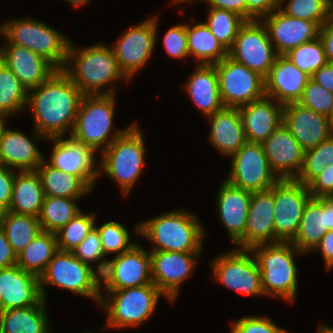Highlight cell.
I'll list each match as a JSON object with an SVG mask.
<instances>
[{
	"instance_id": "27",
	"label": "cell",
	"mask_w": 333,
	"mask_h": 333,
	"mask_svg": "<svg viewBox=\"0 0 333 333\" xmlns=\"http://www.w3.org/2000/svg\"><path fill=\"white\" fill-rule=\"evenodd\" d=\"M333 230V205L325 197L306 204L295 237L290 241L302 254L312 252L322 237Z\"/></svg>"
},
{
	"instance_id": "39",
	"label": "cell",
	"mask_w": 333,
	"mask_h": 333,
	"mask_svg": "<svg viewBox=\"0 0 333 333\" xmlns=\"http://www.w3.org/2000/svg\"><path fill=\"white\" fill-rule=\"evenodd\" d=\"M80 198H62L45 196L38 220L41 229L48 232H57L74 218L81 209L75 203Z\"/></svg>"
},
{
	"instance_id": "20",
	"label": "cell",
	"mask_w": 333,
	"mask_h": 333,
	"mask_svg": "<svg viewBox=\"0 0 333 333\" xmlns=\"http://www.w3.org/2000/svg\"><path fill=\"white\" fill-rule=\"evenodd\" d=\"M270 41L278 55L319 37L320 26L316 22L287 16L279 7L262 19Z\"/></svg>"
},
{
	"instance_id": "21",
	"label": "cell",
	"mask_w": 333,
	"mask_h": 333,
	"mask_svg": "<svg viewBox=\"0 0 333 333\" xmlns=\"http://www.w3.org/2000/svg\"><path fill=\"white\" fill-rule=\"evenodd\" d=\"M5 122L1 119V165L18 172L36 171L45 157L34 142L39 139L46 140V138L35 131L34 139L36 140L31 139L20 130L7 129Z\"/></svg>"
},
{
	"instance_id": "12",
	"label": "cell",
	"mask_w": 333,
	"mask_h": 333,
	"mask_svg": "<svg viewBox=\"0 0 333 333\" xmlns=\"http://www.w3.org/2000/svg\"><path fill=\"white\" fill-rule=\"evenodd\" d=\"M262 20L246 21L239 29L228 56L264 78L268 75L278 53L273 47Z\"/></svg>"
},
{
	"instance_id": "18",
	"label": "cell",
	"mask_w": 333,
	"mask_h": 333,
	"mask_svg": "<svg viewBox=\"0 0 333 333\" xmlns=\"http://www.w3.org/2000/svg\"><path fill=\"white\" fill-rule=\"evenodd\" d=\"M46 140L54 142L50 160L46 162L64 173L78 176L93 191L95 181L100 176L99 168L95 166L96 151L71 136L68 139L54 137Z\"/></svg>"
},
{
	"instance_id": "26",
	"label": "cell",
	"mask_w": 333,
	"mask_h": 333,
	"mask_svg": "<svg viewBox=\"0 0 333 333\" xmlns=\"http://www.w3.org/2000/svg\"><path fill=\"white\" fill-rule=\"evenodd\" d=\"M310 76L296 67L285 55H278L265 81V96L283 106L298 103Z\"/></svg>"
},
{
	"instance_id": "38",
	"label": "cell",
	"mask_w": 333,
	"mask_h": 333,
	"mask_svg": "<svg viewBox=\"0 0 333 333\" xmlns=\"http://www.w3.org/2000/svg\"><path fill=\"white\" fill-rule=\"evenodd\" d=\"M28 90L0 60V119L18 114L27 107Z\"/></svg>"
},
{
	"instance_id": "7",
	"label": "cell",
	"mask_w": 333,
	"mask_h": 333,
	"mask_svg": "<svg viewBox=\"0 0 333 333\" xmlns=\"http://www.w3.org/2000/svg\"><path fill=\"white\" fill-rule=\"evenodd\" d=\"M102 292L99 304L107 313L105 326L113 329L143 324L156 311L160 297H165L155 284L106 290L105 296Z\"/></svg>"
},
{
	"instance_id": "13",
	"label": "cell",
	"mask_w": 333,
	"mask_h": 333,
	"mask_svg": "<svg viewBox=\"0 0 333 333\" xmlns=\"http://www.w3.org/2000/svg\"><path fill=\"white\" fill-rule=\"evenodd\" d=\"M274 193V228L276 243L290 242L296 235L303 211L312 198L308 187L295 179L278 180Z\"/></svg>"
},
{
	"instance_id": "37",
	"label": "cell",
	"mask_w": 333,
	"mask_h": 333,
	"mask_svg": "<svg viewBox=\"0 0 333 333\" xmlns=\"http://www.w3.org/2000/svg\"><path fill=\"white\" fill-rule=\"evenodd\" d=\"M0 226L16 255L42 231L38 218L9 211L0 213Z\"/></svg>"
},
{
	"instance_id": "48",
	"label": "cell",
	"mask_w": 333,
	"mask_h": 333,
	"mask_svg": "<svg viewBox=\"0 0 333 333\" xmlns=\"http://www.w3.org/2000/svg\"><path fill=\"white\" fill-rule=\"evenodd\" d=\"M231 333H289L269 317L245 316L232 322Z\"/></svg>"
},
{
	"instance_id": "43",
	"label": "cell",
	"mask_w": 333,
	"mask_h": 333,
	"mask_svg": "<svg viewBox=\"0 0 333 333\" xmlns=\"http://www.w3.org/2000/svg\"><path fill=\"white\" fill-rule=\"evenodd\" d=\"M327 165H333V134L305 151L302 168L295 180L307 186Z\"/></svg>"
},
{
	"instance_id": "23",
	"label": "cell",
	"mask_w": 333,
	"mask_h": 333,
	"mask_svg": "<svg viewBox=\"0 0 333 333\" xmlns=\"http://www.w3.org/2000/svg\"><path fill=\"white\" fill-rule=\"evenodd\" d=\"M42 299L39 276L18 265L0 268V311L31 307Z\"/></svg>"
},
{
	"instance_id": "24",
	"label": "cell",
	"mask_w": 333,
	"mask_h": 333,
	"mask_svg": "<svg viewBox=\"0 0 333 333\" xmlns=\"http://www.w3.org/2000/svg\"><path fill=\"white\" fill-rule=\"evenodd\" d=\"M283 123L305 151L315 148L333 134L326 116L300 103L284 105Z\"/></svg>"
},
{
	"instance_id": "32",
	"label": "cell",
	"mask_w": 333,
	"mask_h": 333,
	"mask_svg": "<svg viewBox=\"0 0 333 333\" xmlns=\"http://www.w3.org/2000/svg\"><path fill=\"white\" fill-rule=\"evenodd\" d=\"M45 198L37 171L16 172L9 212L38 218Z\"/></svg>"
},
{
	"instance_id": "29",
	"label": "cell",
	"mask_w": 333,
	"mask_h": 333,
	"mask_svg": "<svg viewBox=\"0 0 333 333\" xmlns=\"http://www.w3.org/2000/svg\"><path fill=\"white\" fill-rule=\"evenodd\" d=\"M216 198L220 221L235 245L244 236L251 192L235 187L224 179Z\"/></svg>"
},
{
	"instance_id": "47",
	"label": "cell",
	"mask_w": 333,
	"mask_h": 333,
	"mask_svg": "<svg viewBox=\"0 0 333 333\" xmlns=\"http://www.w3.org/2000/svg\"><path fill=\"white\" fill-rule=\"evenodd\" d=\"M298 103L327 117L333 105V93L310 78Z\"/></svg>"
},
{
	"instance_id": "28",
	"label": "cell",
	"mask_w": 333,
	"mask_h": 333,
	"mask_svg": "<svg viewBox=\"0 0 333 333\" xmlns=\"http://www.w3.org/2000/svg\"><path fill=\"white\" fill-rule=\"evenodd\" d=\"M284 106L264 96L239 107L248 142L262 143L283 123Z\"/></svg>"
},
{
	"instance_id": "61",
	"label": "cell",
	"mask_w": 333,
	"mask_h": 333,
	"mask_svg": "<svg viewBox=\"0 0 333 333\" xmlns=\"http://www.w3.org/2000/svg\"><path fill=\"white\" fill-rule=\"evenodd\" d=\"M333 205V191L325 197Z\"/></svg>"
},
{
	"instance_id": "16",
	"label": "cell",
	"mask_w": 333,
	"mask_h": 333,
	"mask_svg": "<svg viewBox=\"0 0 333 333\" xmlns=\"http://www.w3.org/2000/svg\"><path fill=\"white\" fill-rule=\"evenodd\" d=\"M100 276L101 286L104 285L106 290H121L154 284L151 278L149 250L147 251L136 243L130 250L108 260L106 268Z\"/></svg>"
},
{
	"instance_id": "31",
	"label": "cell",
	"mask_w": 333,
	"mask_h": 333,
	"mask_svg": "<svg viewBox=\"0 0 333 333\" xmlns=\"http://www.w3.org/2000/svg\"><path fill=\"white\" fill-rule=\"evenodd\" d=\"M183 88L204 117L224 108L215 65L197 64Z\"/></svg>"
},
{
	"instance_id": "50",
	"label": "cell",
	"mask_w": 333,
	"mask_h": 333,
	"mask_svg": "<svg viewBox=\"0 0 333 333\" xmlns=\"http://www.w3.org/2000/svg\"><path fill=\"white\" fill-rule=\"evenodd\" d=\"M312 198L326 197L333 191V165H327L308 185Z\"/></svg>"
},
{
	"instance_id": "55",
	"label": "cell",
	"mask_w": 333,
	"mask_h": 333,
	"mask_svg": "<svg viewBox=\"0 0 333 333\" xmlns=\"http://www.w3.org/2000/svg\"><path fill=\"white\" fill-rule=\"evenodd\" d=\"M209 7L229 10L246 20V0H205Z\"/></svg>"
},
{
	"instance_id": "36",
	"label": "cell",
	"mask_w": 333,
	"mask_h": 333,
	"mask_svg": "<svg viewBox=\"0 0 333 333\" xmlns=\"http://www.w3.org/2000/svg\"><path fill=\"white\" fill-rule=\"evenodd\" d=\"M57 251L55 233L42 230L17 255V265L25 271L40 276Z\"/></svg>"
},
{
	"instance_id": "22",
	"label": "cell",
	"mask_w": 333,
	"mask_h": 333,
	"mask_svg": "<svg viewBox=\"0 0 333 333\" xmlns=\"http://www.w3.org/2000/svg\"><path fill=\"white\" fill-rule=\"evenodd\" d=\"M273 217L274 193L270 189L251 192L244 236L234 246L250 249L258 244L276 243Z\"/></svg>"
},
{
	"instance_id": "49",
	"label": "cell",
	"mask_w": 333,
	"mask_h": 333,
	"mask_svg": "<svg viewBox=\"0 0 333 333\" xmlns=\"http://www.w3.org/2000/svg\"><path fill=\"white\" fill-rule=\"evenodd\" d=\"M166 53L176 59L189 57L187 46L186 24L174 25L168 29L163 37Z\"/></svg>"
},
{
	"instance_id": "53",
	"label": "cell",
	"mask_w": 333,
	"mask_h": 333,
	"mask_svg": "<svg viewBox=\"0 0 333 333\" xmlns=\"http://www.w3.org/2000/svg\"><path fill=\"white\" fill-rule=\"evenodd\" d=\"M17 265V255L14 253L3 228L0 226V268Z\"/></svg>"
},
{
	"instance_id": "45",
	"label": "cell",
	"mask_w": 333,
	"mask_h": 333,
	"mask_svg": "<svg viewBox=\"0 0 333 333\" xmlns=\"http://www.w3.org/2000/svg\"><path fill=\"white\" fill-rule=\"evenodd\" d=\"M100 234L102 247L106 257L108 254L120 255L130 250L137 242L130 240L127 228L118 222L109 221L101 226H95Z\"/></svg>"
},
{
	"instance_id": "51",
	"label": "cell",
	"mask_w": 333,
	"mask_h": 333,
	"mask_svg": "<svg viewBox=\"0 0 333 333\" xmlns=\"http://www.w3.org/2000/svg\"><path fill=\"white\" fill-rule=\"evenodd\" d=\"M16 172L4 165H0V213L8 211L10 206Z\"/></svg>"
},
{
	"instance_id": "17",
	"label": "cell",
	"mask_w": 333,
	"mask_h": 333,
	"mask_svg": "<svg viewBox=\"0 0 333 333\" xmlns=\"http://www.w3.org/2000/svg\"><path fill=\"white\" fill-rule=\"evenodd\" d=\"M152 282L173 302L184 280L192 275L201 252L150 250Z\"/></svg>"
},
{
	"instance_id": "54",
	"label": "cell",
	"mask_w": 333,
	"mask_h": 333,
	"mask_svg": "<svg viewBox=\"0 0 333 333\" xmlns=\"http://www.w3.org/2000/svg\"><path fill=\"white\" fill-rule=\"evenodd\" d=\"M320 250L325 262L326 271L333 267V230H329L313 250Z\"/></svg>"
},
{
	"instance_id": "14",
	"label": "cell",
	"mask_w": 333,
	"mask_h": 333,
	"mask_svg": "<svg viewBox=\"0 0 333 333\" xmlns=\"http://www.w3.org/2000/svg\"><path fill=\"white\" fill-rule=\"evenodd\" d=\"M230 157L231 170L225 180L235 187L250 192L265 191L279 180L269 166L261 143L247 141Z\"/></svg>"
},
{
	"instance_id": "6",
	"label": "cell",
	"mask_w": 333,
	"mask_h": 333,
	"mask_svg": "<svg viewBox=\"0 0 333 333\" xmlns=\"http://www.w3.org/2000/svg\"><path fill=\"white\" fill-rule=\"evenodd\" d=\"M115 99V94L84 95L70 136L96 152L104 151L130 127L113 133Z\"/></svg>"
},
{
	"instance_id": "4",
	"label": "cell",
	"mask_w": 333,
	"mask_h": 333,
	"mask_svg": "<svg viewBox=\"0 0 333 333\" xmlns=\"http://www.w3.org/2000/svg\"><path fill=\"white\" fill-rule=\"evenodd\" d=\"M250 250L260 269L264 294L293 303L298 293V267L294 252H302L291 242L258 244Z\"/></svg>"
},
{
	"instance_id": "56",
	"label": "cell",
	"mask_w": 333,
	"mask_h": 333,
	"mask_svg": "<svg viewBox=\"0 0 333 333\" xmlns=\"http://www.w3.org/2000/svg\"><path fill=\"white\" fill-rule=\"evenodd\" d=\"M319 37L323 42L328 63H333V15L320 27Z\"/></svg>"
},
{
	"instance_id": "11",
	"label": "cell",
	"mask_w": 333,
	"mask_h": 333,
	"mask_svg": "<svg viewBox=\"0 0 333 333\" xmlns=\"http://www.w3.org/2000/svg\"><path fill=\"white\" fill-rule=\"evenodd\" d=\"M214 65L224 107L239 108L265 96L264 77L259 73L228 55Z\"/></svg>"
},
{
	"instance_id": "58",
	"label": "cell",
	"mask_w": 333,
	"mask_h": 333,
	"mask_svg": "<svg viewBox=\"0 0 333 333\" xmlns=\"http://www.w3.org/2000/svg\"><path fill=\"white\" fill-rule=\"evenodd\" d=\"M317 331L318 333H333V328L327 326L326 324H321Z\"/></svg>"
},
{
	"instance_id": "42",
	"label": "cell",
	"mask_w": 333,
	"mask_h": 333,
	"mask_svg": "<svg viewBox=\"0 0 333 333\" xmlns=\"http://www.w3.org/2000/svg\"><path fill=\"white\" fill-rule=\"evenodd\" d=\"M96 214L79 212L65 226L55 232L58 250L72 252L96 226Z\"/></svg>"
},
{
	"instance_id": "35",
	"label": "cell",
	"mask_w": 333,
	"mask_h": 333,
	"mask_svg": "<svg viewBox=\"0 0 333 333\" xmlns=\"http://www.w3.org/2000/svg\"><path fill=\"white\" fill-rule=\"evenodd\" d=\"M189 56H195L198 64L214 65L228 55L205 22L186 25Z\"/></svg>"
},
{
	"instance_id": "9",
	"label": "cell",
	"mask_w": 333,
	"mask_h": 333,
	"mask_svg": "<svg viewBox=\"0 0 333 333\" xmlns=\"http://www.w3.org/2000/svg\"><path fill=\"white\" fill-rule=\"evenodd\" d=\"M40 291L46 301L45 285H53L100 303L101 276L92 265L81 262L71 252L58 250L39 276Z\"/></svg>"
},
{
	"instance_id": "62",
	"label": "cell",
	"mask_w": 333,
	"mask_h": 333,
	"mask_svg": "<svg viewBox=\"0 0 333 333\" xmlns=\"http://www.w3.org/2000/svg\"><path fill=\"white\" fill-rule=\"evenodd\" d=\"M192 1H199V0H173V2L172 3H179V2H192ZM203 2L205 1V0H202Z\"/></svg>"
},
{
	"instance_id": "59",
	"label": "cell",
	"mask_w": 333,
	"mask_h": 333,
	"mask_svg": "<svg viewBox=\"0 0 333 333\" xmlns=\"http://www.w3.org/2000/svg\"><path fill=\"white\" fill-rule=\"evenodd\" d=\"M66 1L70 4H73L76 7H78L80 5L87 4L88 2H90V0H65V2Z\"/></svg>"
},
{
	"instance_id": "63",
	"label": "cell",
	"mask_w": 333,
	"mask_h": 333,
	"mask_svg": "<svg viewBox=\"0 0 333 333\" xmlns=\"http://www.w3.org/2000/svg\"><path fill=\"white\" fill-rule=\"evenodd\" d=\"M0 135H1V119H0ZM0 165H1V161H0Z\"/></svg>"
},
{
	"instance_id": "33",
	"label": "cell",
	"mask_w": 333,
	"mask_h": 333,
	"mask_svg": "<svg viewBox=\"0 0 333 333\" xmlns=\"http://www.w3.org/2000/svg\"><path fill=\"white\" fill-rule=\"evenodd\" d=\"M46 301L25 308L0 311V333H52Z\"/></svg>"
},
{
	"instance_id": "3",
	"label": "cell",
	"mask_w": 333,
	"mask_h": 333,
	"mask_svg": "<svg viewBox=\"0 0 333 333\" xmlns=\"http://www.w3.org/2000/svg\"><path fill=\"white\" fill-rule=\"evenodd\" d=\"M202 226L195 214L177 209L137 224L134 231L151 241L155 251L201 252Z\"/></svg>"
},
{
	"instance_id": "15",
	"label": "cell",
	"mask_w": 333,
	"mask_h": 333,
	"mask_svg": "<svg viewBox=\"0 0 333 333\" xmlns=\"http://www.w3.org/2000/svg\"><path fill=\"white\" fill-rule=\"evenodd\" d=\"M157 16L149 18L138 25H131L114 42L112 49L120 70L128 79L142 69L151 58L157 42Z\"/></svg>"
},
{
	"instance_id": "44",
	"label": "cell",
	"mask_w": 333,
	"mask_h": 333,
	"mask_svg": "<svg viewBox=\"0 0 333 333\" xmlns=\"http://www.w3.org/2000/svg\"><path fill=\"white\" fill-rule=\"evenodd\" d=\"M285 56L310 77L320 67L328 63L325 48L320 37L291 49Z\"/></svg>"
},
{
	"instance_id": "5",
	"label": "cell",
	"mask_w": 333,
	"mask_h": 333,
	"mask_svg": "<svg viewBox=\"0 0 333 333\" xmlns=\"http://www.w3.org/2000/svg\"><path fill=\"white\" fill-rule=\"evenodd\" d=\"M144 140L141 129L134 122L102 152L99 175L105 173L114 179L125 196L143 170L146 151Z\"/></svg>"
},
{
	"instance_id": "1",
	"label": "cell",
	"mask_w": 333,
	"mask_h": 333,
	"mask_svg": "<svg viewBox=\"0 0 333 333\" xmlns=\"http://www.w3.org/2000/svg\"><path fill=\"white\" fill-rule=\"evenodd\" d=\"M84 94L62 70L57 69L46 81L28 91L27 107L31 108L34 131L47 138L72 133Z\"/></svg>"
},
{
	"instance_id": "41",
	"label": "cell",
	"mask_w": 333,
	"mask_h": 333,
	"mask_svg": "<svg viewBox=\"0 0 333 333\" xmlns=\"http://www.w3.org/2000/svg\"><path fill=\"white\" fill-rule=\"evenodd\" d=\"M285 0H279V9L287 16L310 20L322 27L333 15L332 0H288L285 8Z\"/></svg>"
},
{
	"instance_id": "60",
	"label": "cell",
	"mask_w": 333,
	"mask_h": 333,
	"mask_svg": "<svg viewBox=\"0 0 333 333\" xmlns=\"http://www.w3.org/2000/svg\"><path fill=\"white\" fill-rule=\"evenodd\" d=\"M327 119L329 121V124H330L331 128L333 129V105L330 109V112L327 115Z\"/></svg>"
},
{
	"instance_id": "57",
	"label": "cell",
	"mask_w": 333,
	"mask_h": 333,
	"mask_svg": "<svg viewBox=\"0 0 333 333\" xmlns=\"http://www.w3.org/2000/svg\"><path fill=\"white\" fill-rule=\"evenodd\" d=\"M310 78L333 93V63L320 67Z\"/></svg>"
},
{
	"instance_id": "40",
	"label": "cell",
	"mask_w": 333,
	"mask_h": 333,
	"mask_svg": "<svg viewBox=\"0 0 333 333\" xmlns=\"http://www.w3.org/2000/svg\"><path fill=\"white\" fill-rule=\"evenodd\" d=\"M207 16L206 25L218 42L229 51L246 20L235 12L216 7H209Z\"/></svg>"
},
{
	"instance_id": "8",
	"label": "cell",
	"mask_w": 333,
	"mask_h": 333,
	"mask_svg": "<svg viewBox=\"0 0 333 333\" xmlns=\"http://www.w3.org/2000/svg\"><path fill=\"white\" fill-rule=\"evenodd\" d=\"M0 34L7 43L28 48L57 69L65 67L71 40L45 22L30 17L9 20L0 25Z\"/></svg>"
},
{
	"instance_id": "52",
	"label": "cell",
	"mask_w": 333,
	"mask_h": 333,
	"mask_svg": "<svg viewBox=\"0 0 333 333\" xmlns=\"http://www.w3.org/2000/svg\"><path fill=\"white\" fill-rule=\"evenodd\" d=\"M279 0H246V21L261 20L278 8Z\"/></svg>"
},
{
	"instance_id": "25",
	"label": "cell",
	"mask_w": 333,
	"mask_h": 333,
	"mask_svg": "<svg viewBox=\"0 0 333 333\" xmlns=\"http://www.w3.org/2000/svg\"><path fill=\"white\" fill-rule=\"evenodd\" d=\"M2 60L29 91L46 81L57 68L45 57L26 47L6 43L0 47Z\"/></svg>"
},
{
	"instance_id": "30",
	"label": "cell",
	"mask_w": 333,
	"mask_h": 333,
	"mask_svg": "<svg viewBox=\"0 0 333 333\" xmlns=\"http://www.w3.org/2000/svg\"><path fill=\"white\" fill-rule=\"evenodd\" d=\"M207 118L209 140L220 154L230 157L247 142L239 108L224 107Z\"/></svg>"
},
{
	"instance_id": "46",
	"label": "cell",
	"mask_w": 333,
	"mask_h": 333,
	"mask_svg": "<svg viewBox=\"0 0 333 333\" xmlns=\"http://www.w3.org/2000/svg\"><path fill=\"white\" fill-rule=\"evenodd\" d=\"M81 262L96 263V271L100 274L105 270L107 259L101 243L100 234L95 227L89 232L85 239L71 252Z\"/></svg>"
},
{
	"instance_id": "19",
	"label": "cell",
	"mask_w": 333,
	"mask_h": 333,
	"mask_svg": "<svg viewBox=\"0 0 333 333\" xmlns=\"http://www.w3.org/2000/svg\"><path fill=\"white\" fill-rule=\"evenodd\" d=\"M261 144L269 166L277 178L296 179L303 165L305 150L285 124L282 123Z\"/></svg>"
},
{
	"instance_id": "10",
	"label": "cell",
	"mask_w": 333,
	"mask_h": 333,
	"mask_svg": "<svg viewBox=\"0 0 333 333\" xmlns=\"http://www.w3.org/2000/svg\"><path fill=\"white\" fill-rule=\"evenodd\" d=\"M213 261L211 267L216 282L246 296L265 295L260 269L250 249L234 248Z\"/></svg>"
},
{
	"instance_id": "2",
	"label": "cell",
	"mask_w": 333,
	"mask_h": 333,
	"mask_svg": "<svg viewBox=\"0 0 333 333\" xmlns=\"http://www.w3.org/2000/svg\"><path fill=\"white\" fill-rule=\"evenodd\" d=\"M62 70L84 95L115 94L110 84L120 79L129 81L120 70L113 49L102 43L78 49L70 41Z\"/></svg>"
},
{
	"instance_id": "34",
	"label": "cell",
	"mask_w": 333,
	"mask_h": 333,
	"mask_svg": "<svg viewBox=\"0 0 333 333\" xmlns=\"http://www.w3.org/2000/svg\"><path fill=\"white\" fill-rule=\"evenodd\" d=\"M36 171L41 178L45 196L80 198L92 191L78 176L53 168L46 159Z\"/></svg>"
}]
</instances>
